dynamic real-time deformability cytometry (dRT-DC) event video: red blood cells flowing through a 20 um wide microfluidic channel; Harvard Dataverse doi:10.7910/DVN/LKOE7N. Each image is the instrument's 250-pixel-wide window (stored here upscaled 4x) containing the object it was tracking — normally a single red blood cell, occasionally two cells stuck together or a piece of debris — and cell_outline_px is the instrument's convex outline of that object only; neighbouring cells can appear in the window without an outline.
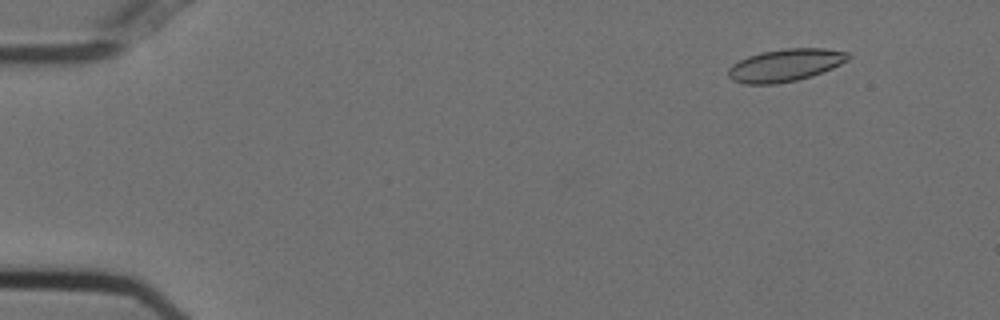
{"species": "Egyptian fruit bat (a non-hibernating species)", "species_latin": "Rousettus aegyptiacus", "temperature_condition": "cold", "stored_images_in_passage": 55, "camera_frame_rate_fps": 3000, "um_per_image_px": 0.085, "animal": {"sex": "female"}, "frame": {"image": 1, "passage_image": 6, "time_ms": 1.667, "image_size_px": [1000, 320], "cell_outline_px": [[852, 56], [848, 60], [832, 68], [812, 76], [796, 80], [776, 84], [744, 84], [732, 80], [728, 76], [728, 68], [732, 64], [748, 56], [760, 52], [784, 48], [824, 48], [848, 52]], "centroid_in_image_um": [66.74, 5.54], "position_along_channel_um": 18.3, "area_um2": 22.83}}
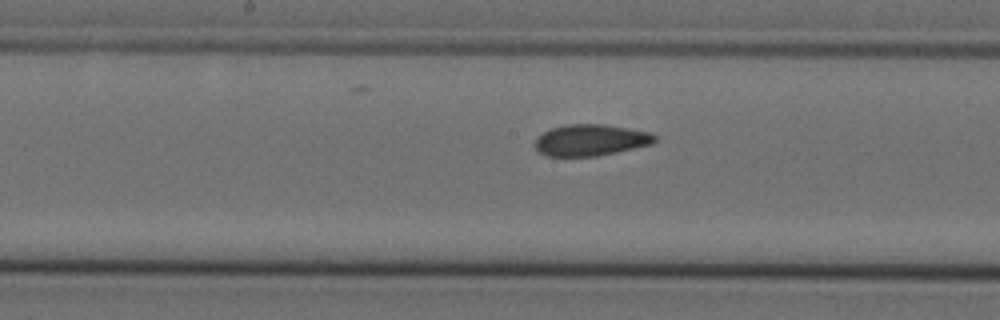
{"frame": {"image": 2, "passage_image": 29, "time_ms": 9.333, "image_size_px": [1000, 320], "cell_outline_px": [[656, 140], [652, 144], [616, 152], [596, 156], [544, 156], [536, 148], [536, 136], [552, 128], [568, 124], [604, 124], [652, 132], [656, 136]], "centroid_in_image_um": [50.22, 11.9], "position_along_channel_um": 198.0, "area_um2": 21.91}}
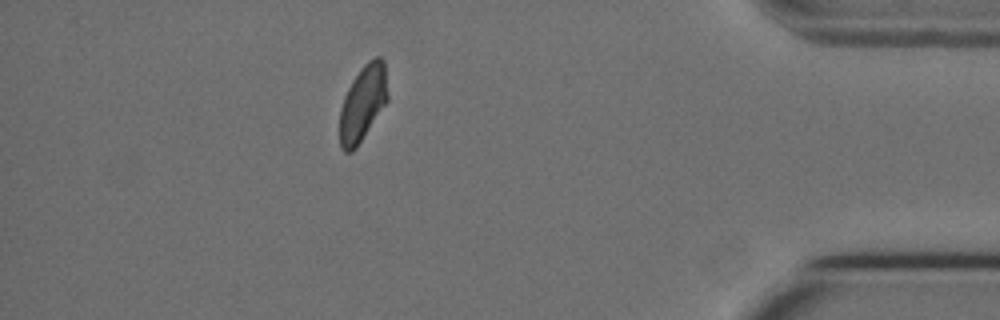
{"frame": {"image": 3, "passage_image": 49, "time_ms": 16.0, "image_size_px": [1000, 320], "cell_outline_px": [[388, 100], [356, 148], [352, 152], [344, 152], [340, 148], [340, 108], [344, 96], [352, 80], [360, 68], [368, 60], [376, 56], [380, 56], [384, 60], [388, 96]], "centroid_in_image_um": [30.83, 8.76], "position_along_channel_um": 404.4, "area_um2": 21.21}, "authors_computed_cell_mechanics": {"area_um2": 22.3108, "velocity_mm_per_s": 3.7077, "shape_relaxation_time_tau1_ms": 9.5047, "shape_relaxation_time_tau2_ms": 1.5648, "deformation_change_tau1": 0.1633, "deformation_change_tau2": 0.0503}}